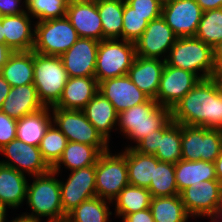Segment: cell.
I'll list each match as a JSON object with an SVG mask.
<instances>
[{
  "label": "cell",
  "instance_id": "22",
  "mask_svg": "<svg viewBox=\"0 0 222 222\" xmlns=\"http://www.w3.org/2000/svg\"><path fill=\"white\" fill-rule=\"evenodd\" d=\"M99 83L95 77H69L59 102L51 108L83 110L98 93Z\"/></svg>",
  "mask_w": 222,
  "mask_h": 222
},
{
  "label": "cell",
  "instance_id": "10",
  "mask_svg": "<svg viewBox=\"0 0 222 222\" xmlns=\"http://www.w3.org/2000/svg\"><path fill=\"white\" fill-rule=\"evenodd\" d=\"M182 159L215 162L222 151V130L182 125Z\"/></svg>",
  "mask_w": 222,
  "mask_h": 222
},
{
  "label": "cell",
  "instance_id": "15",
  "mask_svg": "<svg viewBox=\"0 0 222 222\" xmlns=\"http://www.w3.org/2000/svg\"><path fill=\"white\" fill-rule=\"evenodd\" d=\"M201 79L194 73L165 63L155 100L172 109Z\"/></svg>",
  "mask_w": 222,
  "mask_h": 222
},
{
  "label": "cell",
  "instance_id": "52",
  "mask_svg": "<svg viewBox=\"0 0 222 222\" xmlns=\"http://www.w3.org/2000/svg\"><path fill=\"white\" fill-rule=\"evenodd\" d=\"M14 215H18V216H15L13 215L12 219L8 220L6 222H34L32 221L31 219H29L28 217L24 216L23 214L19 213V214H16V213H13Z\"/></svg>",
  "mask_w": 222,
  "mask_h": 222
},
{
  "label": "cell",
  "instance_id": "39",
  "mask_svg": "<svg viewBox=\"0 0 222 222\" xmlns=\"http://www.w3.org/2000/svg\"><path fill=\"white\" fill-rule=\"evenodd\" d=\"M69 0H26L27 13L40 22L66 17Z\"/></svg>",
  "mask_w": 222,
  "mask_h": 222
},
{
  "label": "cell",
  "instance_id": "38",
  "mask_svg": "<svg viewBox=\"0 0 222 222\" xmlns=\"http://www.w3.org/2000/svg\"><path fill=\"white\" fill-rule=\"evenodd\" d=\"M195 37L212 48L222 40V8L203 12Z\"/></svg>",
  "mask_w": 222,
  "mask_h": 222
},
{
  "label": "cell",
  "instance_id": "20",
  "mask_svg": "<svg viewBox=\"0 0 222 222\" xmlns=\"http://www.w3.org/2000/svg\"><path fill=\"white\" fill-rule=\"evenodd\" d=\"M5 44L14 52L31 51L34 46L35 21L27 13L2 16Z\"/></svg>",
  "mask_w": 222,
  "mask_h": 222
},
{
  "label": "cell",
  "instance_id": "47",
  "mask_svg": "<svg viewBox=\"0 0 222 222\" xmlns=\"http://www.w3.org/2000/svg\"><path fill=\"white\" fill-rule=\"evenodd\" d=\"M213 60L216 72L222 70V40L213 47Z\"/></svg>",
  "mask_w": 222,
  "mask_h": 222
},
{
  "label": "cell",
  "instance_id": "34",
  "mask_svg": "<svg viewBox=\"0 0 222 222\" xmlns=\"http://www.w3.org/2000/svg\"><path fill=\"white\" fill-rule=\"evenodd\" d=\"M154 222H188L187 213L180 194L164 197H152L149 207Z\"/></svg>",
  "mask_w": 222,
  "mask_h": 222
},
{
  "label": "cell",
  "instance_id": "53",
  "mask_svg": "<svg viewBox=\"0 0 222 222\" xmlns=\"http://www.w3.org/2000/svg\"><path fill=\"white\" fill-rule=\"evenodd\" d=\"M9 208L5 205L0 204V222H6L9 216Z\"/></svg>",
  "mask_w": 222,
  "mask_h": 222
},
{
  "label": "cell",
  "instance_id": "44",
  "mask_svg": "<svg viewBox=\"0 0 222 222\" xmlns=\"http://www.w3.org/2000/svg\"><path fill=\"white\" fill-rule=\"evenodd\" d=\"M27 12L26 0H0L1 16L18 15Z\"/></svg>",
  "mask_w": 222,
  "mask_h": 222
},
{
  "label": "cell",
  "instance_id": "50",
  "mask_svg": "<svg viewBox=\"0 0 222 222\" xmlns=\"http://www.w3.org/2000/svg\"><path fill=\"white\" fill-rule=\"evenodd\" d=\"M214 163L217 180L222 184V151Z\"/></svg>",
  "mask_w": 222,
  "mask_h": 222
},
{
  "label": "cell",
  "instance_id": "54",
  "mask_svg": "<svg viewBox=\"0 0 222 222\" xmlns=\"http://www.w3.org/2000/svg\"><path fill=\"white\" fill-rule=\"evenodd\" d=\"M214 78L218 81L219 86H220L221 91H222V70L216 72Z\"/></svg>",
  "mask_w": 222,
  "mask_h": 222
},
{
  "label": "cell",
  "instance_id": "11",
  "mask_svg": "<svg viewBox=\"0 0 222 222\" xmlns=\"http://www.w3.org/2000/svg\"><path fill=\"white\" fill-rule=\"evenodd\" d=\"M60 175V190L63 213L67 216L83 201L96 196L95 165L81 169L66 171ZM66 175L67 178L62 176ZM62 177V179H61Z\"/></svg>",
  "mask_w": 222,
  "mask_h": 222
},
{
  "label": "cell",
  "instance_id": "32",
  "mask_svg": "<svg viewBox=\"0 0 222 222\" xmlns=\"http://www.w3.org/2000/svg\"><path fill=\"white\" fill-rule=\"evenodd\" d=\"M182 125L170 119L160 129V142L154 156L166 163L176 164L182 160L181 151Z\"/></svg>",
  "mask_w": 222,
  "mask_h": 222
},
{
  "label": "cell",
  "instance_id": "17",
  "mask_svg": "<svg viewBox=\"0 0 222 222\" xmlns=\"http://www.w3.org/2000/svg\"><path fill=\"white\" fill-rule=\"evenodd\" d=\"M99 41L79 38L60 58L68 77H94Z\"/></svg>",
  "mask_w": 222,
  "mask_h": 222
},
{
  "label": "cell",
  "instance_id": "16",
  "mask_svg": "<svg viewBox=\"0 0 222 222\" xmlns=\"http://www.w3.org/2000/svg\"><path fill=\"white\" fill-rule=\"evenodd\" d=\"M203 11L195 0H173L162 5L161 16L178 38L195 37Z\"/></svg>",
  "mask_w": 222,
  "mask_h": 222
},
{
  "label": "cell",
  "instance_id": "43",
  "mask_svg": "<svg viewBox=\"0 0 222 222\" xmlns=\"http://www.w3.org/2000/svg\"><path fill=\"white\" fill-rule=\"evenodd\" d=\"M159 142L160 129L142 138L133 148L140 153L154 155L159 147Z\"/></svg>",
  "mask_w": 222,
  "mask_h": 222
},
{
  "label": "cell",
  "instance_id": "7",
  "mask_svg": "<svg viewBox=\"0 0 222 222\" xmlns=\"http://www.w3.org/2000/svg\"><path fill=\"white\" fill-rule=\"evenodd\" d=\"M135 57V43L123 39L101 40L97 51L94 77L99 83L127 75Z\"/></svg>",
  "mask_w": 222,
  "mask_h": 222
},
{
  "label": "cell",
  "instance_id": "55",
  "mask_svg": "<svg viewBox=\"0 0 222 222\" xmlns=\"http://www.w3.org/2000/svg\"><path fill=\"white\" fill-rule=\"evenodd\" d=\"M0 43H5V37L3 35V25L0 19Z\"/></svg>",
  "mask_w": 222,
  "mask_h": 222
},
{
  "label": "cell",
  "instance_id": "37",
  "mask_svg": "<svg viewBox=\"0 0 222 222\" xmlns=\"http://www.w3.org/2000/svg\"><path fill=\"white\" fill-rule=\"evenodd\" d=\"M67 143L68 140L65 135L52 123L39 145L43 159L51 168L61 158Z\"/></svg>",
  "mask_w": 222,
  "mask_h": 222
},
{
  "label": "cell",
  "instance_id": "48",
  "mask_svg": "<svg viewBox=\"0 0 222 222\" xmlns=\"http://www.w3.org/2000/svg\"><path fill=\"white\" fill-rule=\"evenodd\" d=\"M13 52L5 43H0V72Z\"/></svg>",
  "mask_w": 222,
  "mask_h": 222
},
{
  "label": "cell",
  "instance_id": "57",
  "mask_svg": "<svg viewBox=\"0 0 222 222\" xmlns=\"http://www.w3.org/2000/svg\"><path fill=\"white\" fill-rule=\"evenodd\" d=\"M162 4H165L167 2L173 1V0H160Z\"/></svg>",
  "mask_w": 222,
  "mask_h": 222
},
{
  "label": "cell",
  "instance_id": "49",
  "mask_svg": "<svg viewBox=\"0 0 222 222\" xmlns=\"http://www.w3.org/2000/svg\"><path fill=\"white\" fill-rule=\"evenodd\" d=\"M10 84L0 74V108L10 91Z\"/></svg>",
  "mask_w": 222,
  "mask_h": 222
},
{
  "label": "cell",
  "instance_id": "23",
  "mask_svg": "<svg viewBox=\"0 0 222 222\" xmlns=\"http://www.w3.org/2000/svg\"><path fill=\"white\" fill-rule=\"evenodd\" d=\"M29 176L0 163V204L19 210L26 202ZM19 208V209H18Z\"/></svg>",
  "mask_w": 222,
  "mask_h": 222
},
{
  "label": "cell",
  "instance_id": "2",
  "mask_svg": "<svg viewBox=\"0 0 222 222\" xmlns=\"http://www.w3.org/2000/svg\"><path fill=\"white\" fill-rule=\"evenodd\" d=\"M58 177L52 169L29 177L25 203L29 210L20 213L34 222H65L67 216L63 213Z\"/></svg>",
  "mask_w": 222,
  "mask_h": 222
},
{
  "label": "cell",
  "instance_id": "45",
  "mask_svg": "<svg viewBox=\"0 0 222 222\" xmlns=\"http://www.w3.org/2000/svg\"><path fill=\"white\" fill-rule=\"evenodd\" d=\"M121 222H154L153 215L149 208L124 215Z\"/></svg>",
  "mask_w": 222,
  "mask_h": 222
},
{
  "label": "cell",
  "instance_id": "33",
  "mask_svg": "<svg viewBox=\"0 0 222 222\" xmlns=\"http://www.w3.org/2000/svg\"><path fill=\"white\" fill-rule=\"evenodd\" d=\"M111 206V201L95 196L72 210L65 222H112L114 216Z\"/></svg>",
  "mask_w": 222,
  "mask_h": 222
},
{
  "label": "cell",
  "instance_id": "36",
  "mask_svg": "<svg viewBox=\"0 0 222 222\" xmlns=\"http://www.w3.org/2000/svg\"><path fill=\"white\" fill-rule=\"evenodd\" d=\"M152 197H164L180 194L175 180V164L159 161L154 166V180L147 188Z\"/></svg>",
  "mask_w": 222,
  "mask_h": 222
},
{
  "label": "cell",
  "instance_id": "51",
  "mask_svg": "<svg viewBox=\"0 0 222 222\" xmlns=\"http://www.w3.org/2000/svg\"><path fill=\"white\" fill-rule=\"evenodd\" d=\"M210 222H222V205L220 204L214 211V213L208 218Z\"/></svg>",
  "mask_w": 222,
  "mask_h": 222
},
{
  "label": "cell",
  "instance_id": "28",
  "mask_svg": "<svg viewBox=\"0 0 222 222\" xmlns=\"http://www.w3.org/2000/svg\"><path fill=\"white\" fill-rule=\"evenodd\" d=\"M175 180L179 193L195 185L196 182L217 180L215 163L202 160H179L175 164Z\"/></svg>",
  "mask_w": 222,
  "mask_h": 222
},
{
  "label": "cell",
  "instance_id": "14",
  "mask_svg": "<svg viewBox=\"0 0 222 222\" xmlns=\"http://www.w3.org/2000/svg\"><path fill=\"white\" fill-rule=\"evenodd\" d=\"M177 38L162 16L153 19L135 42L136 56L166 61Z\"/></svg>",
  "mask_w": 222,
  "mask_h": 222
},
{
  "label": "cell",
  "instance_id": "35",
  "mask_svg": "<svg viewBox=\"0 0 222 222\" xmlns=\"http://www.w3.org/2000/svg\"><path fill=\"white\" fill-rule=\"evenodd\" d=\"M125 0H103L97 4L104 39H122Z\"/></svg>",
  "mask_w": 222,
  "mask_h": 222
},
{
  "label": "cell",
  "instance_id": "19",
  "mask_svg": "<svg viewBox=\"0 0 222 222\" xmlns=\"http://www.w3.org/2000/svg\"><path fill=\"white\" fill-rule=\"evenodd\" d=\"M66 18L76 29L79 37L103 40L101 18L96 3L69 0Z\"/></svg>",
  "mask_w": 222,
  "mask_h": 222
},
{
  "label": "cell",
  "instance_id": "46",
  "mask_svg": "<svg viewBox=\"0 0 222 222\" xmlns=\"http://www.w3.org/2000/svg\"><path fill=\"white\" fill-rule=\"evenodd\" d=\"M201 7L202 11L222 8V0H195Z\"/></svg>",
  "mask_w": 222,
  "mask_h": 222
},
{
  "label": "cell",
  "instance_id": "24",
  "mask_svg": "<svg viewBox=\"0 0 222 222\" xmlns=\"http://www.w3.org/2000/svg\"><path fill=\"white\" fill-rule=\"evenodd\" d=\"M44 105L39 100L33 83L11 87L0 111L16 120L42 110Z\"/></svg>",
  "mask_w": 222,
  "mask_h": 222
},
{
  "label": "cell",
  "instance_id": "42",
  "mask_svg": "<svg viewBox=\"0 0 222 222\" xmlns=\"http://www.w3.org/2000/svg\"><path fill=\"white\" fill-rule=\"evenodd\" d=\"M17 120L0 111V149L16 139Z\"/></svg>",
  "mask_w": 222,
  "mask_h": 222
},
{
  "label": "cell",
  "instance_id": "30",
  "mask_svg": "<svg viewBox=\"0 0 222 222\" xmlns=\"http://www.w3.org/2000/svg\"><path fill=\"white\" fill-rule=\"evenodd\" d=\"M159 160L154 155L143 154L134 148H126V164L129 184L148 188L154 180V166Z\"/></svg>",
  "mask_w": 222,
  "mask_h": 222
},
{
  "label": "cell",
  "instance_id": "40",
  "mask_svg": "<svg viewBox=\"0 0 222 222\" xmlns=\"http://www.w3.org/2000/svg\"><path fill=\"white\" fill-rule=\"evenodd\" d=\"M147 16L135 12L124 2L122 39L135 43L148 26Z\"/></svg>",
  "mask_w": 222,
  "mask_h": 222
},
{
  "label": "cell",
  "instance_id": "13",
  "mask_svg": "<svg viewBox=\"0 0 222 222\" xmlns=\"http://www.w3.org/2000/svg\"><path fill=\"white\" fill-rule=\"evenodd\" d=\"M0 163L26 174L27 176L42 175L52 168L41 155L39 147L26 144L17 138L0 149Z\"/></svg>",
  "mask_w": 222,
  "mask_h": 222
},
{
  "label": "cell",
  "instance_id": "4",
  "mask_svg": "<svg viewBox=\"0 0 222 222\" xmlns=\"http://www.w3.org/2000/svg\"><path fill=\"white\" fill-rule=\"evenodd\" d=\"M166 63L196 74L201 80L216 74L213 48L196 37L177 38Z\"/></svg>",
  "mask_w": 222,
  "mask_h": 222
},
{
  "label": "cell",
  "instance_id": "26",
  "mask_svg": "<svg viewBox=\"0 0 222 222\" xmlns=\"http://www.w3.org/2000/svg\"><path fill=\"white\" fill-rule=\"evenodd\" d=\"M101 154L102 152L93 145L68 141L61 158L52 167V170L63 174V169L65 172L66 169L69 172L95 165Z\"/></svg>",
  "mask_w": 222,
  "mask_h": 222
},
{
  "label": "cell",
  "instance_id": "21",
  "mask_svg": "<svg viewBox=\"0 0 222 222\" xmlns=\"http://www.w3.org/2000/svg\"><path fill=\"white\" fill-rule=\"evenodd\" d=\"M166 61L136 56L127 75L150 98L155 99Z\"/></svg>",
  "mask_w": 222,
  "mask_h": 222
},
{
  "label": "cell",
  "instance_id": "9",
  "mask_svg": "<svg viewBox=\"0 0 222 222\" xmlns=\"http://www.w3.org/2000/svg\"><path fill=\"white\" fill-rule=\"evenodd\" d=\"M53 123L68 141L89 144L102 153L112 148L96 128L87 120L83 110L51 108Z\"/></svg>",
  "mask_w": 222,
  "mask_h": 222
},
{
  "label": "cell",
  "instance_id": "6",
  "mask_svg": "<svg viewBox=\"0 0 222 222\" xmlns=\"http://www.w3.org/2000/svg\"><path fill=\"white\" fill-rule=\"evenodd\" d=\"M103 152L95 164L96 196L113 201L129 185L126 149Z\"/></svg>",
  "mask_w": 222,
  "mask_h": 222
},
{
  "label": "cell",
  "instance_id": "27",
  "mask_svg": "<svg viewBox=\"0 0 222 222\" xmlns=\"http://www.w3.org/2000/svg\"><path fill=\"white\" fill-rule=\"evenodd\" d=\"M52 123L51 108L45 107L17 120L16 138L26 144L39 147L41 139Z\"/></svg>",
  "mask_w": 222,
  "mask_h": 222
},
{
  "label": "cell",
  "instance_id": "25",
  "mask_svg": "<svg viewBox=\"0 0 222 222\" xmlns=\"http://www.w3.org/2000/svg\"><path fill=\"white\" fill-rule=\"evenodd\" d=\"M87 120L96 128L102 137L109 143L113 139L118 123V113L112 103L98 92L83 109Z\"/></svg>",
  "mask_w": 222,
  "mask_h": 222
},
{
  "label": "cell",
  "instance_id": "1",
  "mask_svg": "<svg viewBox=\"0 0 222 222\" xmlns=\"http://www.w3.org/2000/svg\"><path fill=\"white\" fill-rule=\"evenodd\" d=\"M180 125L222 130V91L212 77L202 79L171 109Z\"/></svg>",
  "mask_w": 222,
  "mask_h": 222
},
{
  "label": "cell",
  "instance_id": "31",
  "mask_svg": "<svg viewBox=\"0 0 222 222\" xmlns=\"http://www.w3.org/2000/svg\"><path fill=\"white\" fill-rule=\"evenodd\" d=\"M151 200L152 195L147 188L127 185L112 201L114 219L149 208Z\"/></svg>",
  "mask_w": 222,
  "mask_h": 222
},
{
  "label": "cell",
  "instance_id": "29",
  "mask_svg": "<svg viewBox=\"0 0 222 222\" xmlns=\"http://www.w3.org/2000/svg\"><path fill=\"white\" fill-rule=\"evenodd\" d=\"M0 74L11 87L33 83V50L13 52Z\"/></svg>",
  "mask_w": 222,
  "mask_h": 222
},
{
  "label": "cell",
  "instance_id": "5",
  "mask_svg": "<svg viewBox=\"0 0 222 222\" xmlns=\"http://www.w3.org/2000/svg\"><path fill=\"white\" fill-rule=\"evenodd\" d=\"M33 84L44 107H54L61 98L68 80L60 56L44 55L33 51Z\"/></svg>",
  "mask_w": 222,
  "mask_h": 222
},
{
  "label": "cell",
  "instance_id": "41",
  "mask_svg": "<svg viewBox=\"0 0 222 222\" xmlns=\"http://www.w3.org/2000/svg\"><path fill=\"white\" fill-rule=\"evenodd\" d=\"M125 2L135 9V12L147 16L148 22L161 16L163 4L160 0H125Z\"/></svg>",
  "mask_w": 222,
  "mask_h": 222
},
{
  "label": "cell",
  "instance_id": "8",
  "mask_svg": "<svg viewBox=\"0 0 222 222\" xmlns=\"http://www.w3.org/2000/svg\"><path fill=\"white\" fill-rule=\"evenodd\" d=\"M79 38L76 29L66 17L35 22L32 50L44 55L61 56Z\"/></svg>",
  "mask_w": 222,
  "mask_h": 222
},
{
  "label": "cell",
  "instance_id": "12",
  "mask_svg": "<svg viewBox=\"0 0 222 222\" xmlns=\"http://www.w3.org/2000/svg\"><path fill=\"white\" fill-rule=\"evenodd\" d=\"M187 213L193 220L208 219L220 205L222 184L218 180L196 182L180 192Z\"/></svg>",
  "mask_w": 222,
  "mask_h": 222
},
{
  "label": "cell",
  "instance_id": "18",
  "mask_svg": "<svg viewBox=\"0 0 222 222\" xmlns=\"http://www.w3.org/2000/svg\"><path fill=\"white\" fill-rule=\"evenodd\" d=\"M98 92L112 103L118 114L150 99L128 75L100 81Z\"/></svg>",
  "mask_w": 222,
  "mask_h": 222
},
{
  "label": "cell",
  "instance_id": "56",
  "mask_svg": "<svg viewBox=\"0 0 222 222\" xmlns=\"http://www.w3.org/2000/svg\"><path fill=\"white\" fill-rule=\"evenodd\" d=\"M75 1H79V2H88V3H99L103 0H75Z\"/></svg>",
  "mask_w": 222,
  "mask_h": 222
},
{
  "label": "cell",
  "instance_id": "3",
  "mask_svg": "<svg viewBox=\"0 0 222 222\" xmlns=\"http://www.w3.org/2000/svg\"><path fill=\"white\" fill-rule=\"evenodd\" d=\"M170 119L171 109L160 106L155 99L150 98L118 114L116 134L120 133L123 140L127 139L124 149L133 148L142 138L161 129Z\"/></svg>",
  "mask_w": 222,
  "mask_h": 222
}]
</instances>
